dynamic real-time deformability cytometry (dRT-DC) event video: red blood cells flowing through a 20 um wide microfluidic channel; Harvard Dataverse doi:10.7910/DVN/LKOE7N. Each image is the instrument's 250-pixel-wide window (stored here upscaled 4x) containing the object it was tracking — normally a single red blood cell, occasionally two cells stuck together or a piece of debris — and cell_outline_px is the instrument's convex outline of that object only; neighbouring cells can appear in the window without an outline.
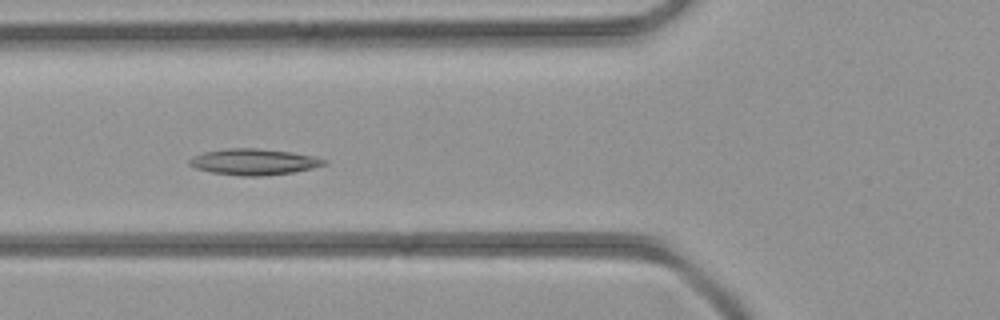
{"species": "common noctule bat (a hibernating species)", "species_latin": "Nyctalus noctula", "temperature_condition": "room temperature", "stored_images_in_passage": 44, "camera_frame_rate_fps": 3000, "um_per_image_px": 0.085, "animal": {"sex": "female", "body_mass_g": 21.9}, "frame": {"image": 1, "passage_image": 15, "time_ms": 4.667, "image_size_px": [1000, 320], "cell_outline_px": [[328, 164], [312, 168], [292, 172], [264, 176], [240, 176], [212, 172], [196, 168], [188, 164], [188, 160], [192, 156], [204, 152], [228, 148], [256, 148], [292, 152], [316, 156], [328, 160]], "centroid_in_image_um": [21.6, 13.75], "position_along_channel_um": 104.2, "area_um2": 20.63}}
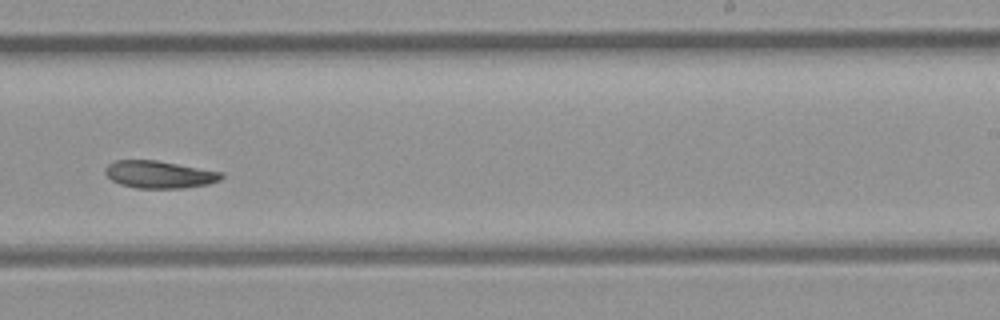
{"frame": {"image": 2, "passage_image": 26, "time_ms": 8.333, "image_size_px": [1000, 320], "cell_outline_px": [[224, 176], [220, 180], [208, 184], [184, 188], [136, 188], [120, 184], [112, 180], [104, 172], [104, 168], [108, 164], [116, 160], [156, 160], [224, 172]], "centroid_in_image_um": [13.55, 14.83], "position_along_channel_um": 275.4, "area_um2": 18.61}}
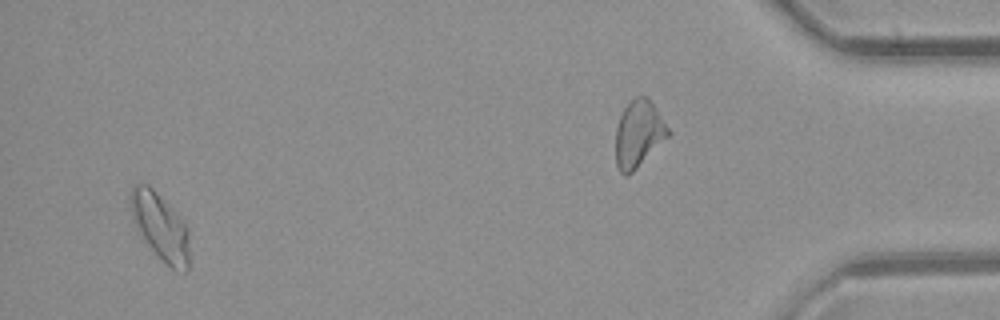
{"frame": {"image": 3, "passage_image": 41, "time_ms": 13.333, "image_size_px": [1000, 320], "cell_outline_px": [[188, 272], [184, 272], [172, 268], [148, 244], [140, 232], [132, 212], [132, 184], [148, 184], [152, 188], [188, 228]], "centroid_in_image_um": [13.66, 19.28], "position_along_channel_um": 421.5, "area_um2": 21.5}}